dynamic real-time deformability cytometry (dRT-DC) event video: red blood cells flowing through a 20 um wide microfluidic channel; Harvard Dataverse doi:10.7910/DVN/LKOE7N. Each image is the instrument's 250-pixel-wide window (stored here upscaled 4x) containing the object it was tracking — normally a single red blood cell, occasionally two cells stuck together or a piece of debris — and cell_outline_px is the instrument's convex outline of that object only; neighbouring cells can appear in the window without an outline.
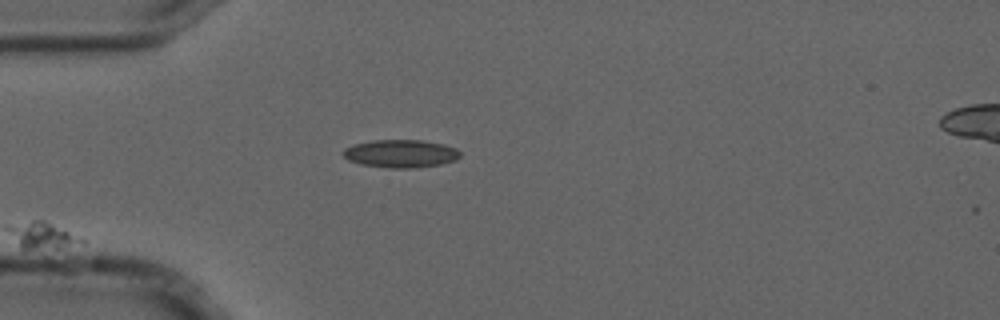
{"species": "common noctule bat (a hibernating species)", "species_latin": "Nyctalus noctula", "temperature_condition": "cold", "stored_images_in_passage": 2, "camera_frame_rate_fps": 3000, "um_per_image_px": 0.085, "animal": {"sex": "male", "forearm_length_mm": 52.5}, "frame": {"image": 1, "passage_image": 1, "time_ms": 0.0, "image_size_px": [1000, 320], "cell_outline_px": [[460, 156], [456, 160], [440, 164], [416, 168], [388, 168], [360, 164], [348, 160], [344, 156], [344, 148], [356, 144], [372, 140], [420, 140], [444, 144], [456, 148], [460, 152]], "centroid_in_image_um": [34.08, 13.06], "position_along_channel_um": 50.9, "area_um2": 19.02}}